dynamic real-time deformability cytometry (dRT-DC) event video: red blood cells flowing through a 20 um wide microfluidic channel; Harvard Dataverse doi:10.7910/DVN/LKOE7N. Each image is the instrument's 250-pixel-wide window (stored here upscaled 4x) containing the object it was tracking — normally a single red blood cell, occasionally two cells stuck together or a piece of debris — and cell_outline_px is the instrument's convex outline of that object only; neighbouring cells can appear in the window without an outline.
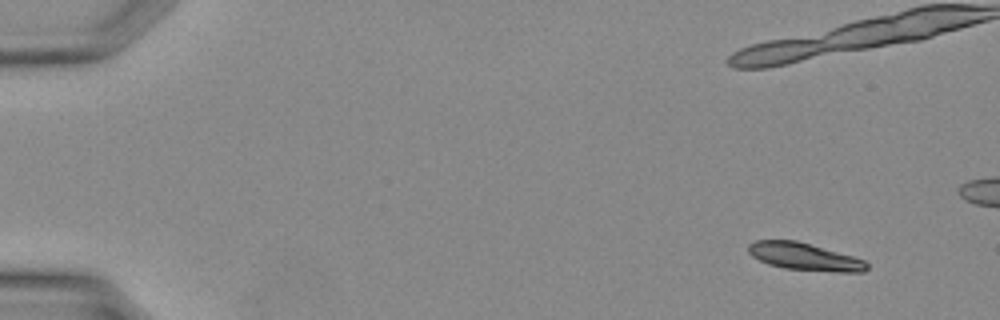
{"species": "Egyptian fruit bat (a non-hibernating species)", "species_latin": "Rousettus aegyptiacus", "temperature_condition": "warm", "stored_images_in_passage": 36, "camera_frame_rate_fps": 3000, "um_per_image_px": 0.085, "animal": {"sex": "female"}, "frame": {"image": 1, "passage_image": 1, "time_ms": 0.0, "image_size_px": [1000, 320], "cell_outline_px": [[868, 268], [864, 272], [836, 272], [784, 268], [768, 264], [752, 256], [748, 252], [748, 244], [756, 240], [796, 240], [852, 256], [864, 260], [868, 264]], "centroid_in_image_um": [68.37, 21.82], "position_along_channel_um": 16.6, "area_um2": 18.79}}